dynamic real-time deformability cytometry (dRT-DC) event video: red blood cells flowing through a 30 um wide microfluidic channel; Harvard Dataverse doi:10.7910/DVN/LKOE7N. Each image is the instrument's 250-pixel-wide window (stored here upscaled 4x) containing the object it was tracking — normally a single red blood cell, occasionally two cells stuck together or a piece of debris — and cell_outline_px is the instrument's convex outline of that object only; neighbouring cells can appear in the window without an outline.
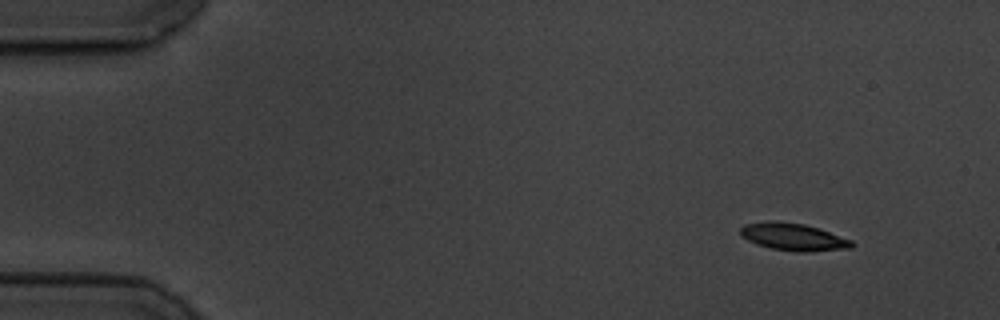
{"species": "common noctule bat (a hibernating species)", "species_latin": "Nyctalus noctula", "temperature_condition": "cold", "stored_images_in_passage": 53, "camera_frame_rate_fps": 3000, "um_per_image_px": 0.085, "animal": {"sex": "male", "body_mass_g": 19.5, "forearm_length_mm": 54.6}, "frame": {"image": 1, "passage_image": 1, "time_ms": 0.0, "image_size_px": [1000, 320], "cell_outline_px": [[856, 244], [852, 248], [808, 252], [796, 252], [772, 248], [756, 244], [740, 236], [740, 228], [744, 224], [768, 220], [776, 220], [804, 224], [852, 240]], "centroid_in_image_um": [67.4, 20.13], "position_along_channel_um": 17.6, "area_um2": 17.86}}
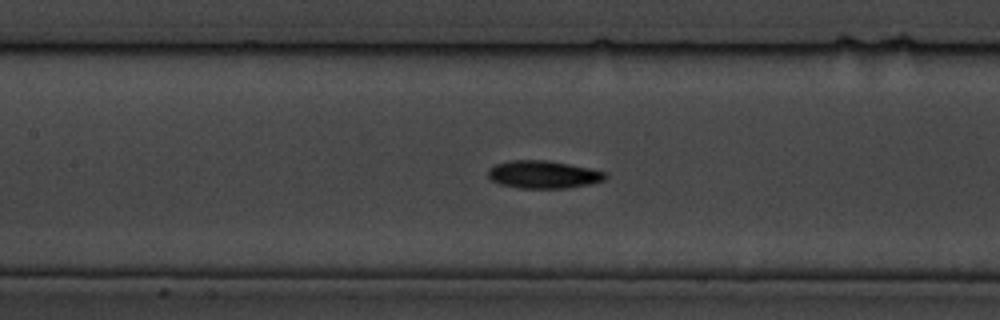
{"frame": {"image": 2, "passage_image": 22, "time_ms": 7.0, "image_size_px": [1000, 320], "cell_outline_px": [[608, 176], [604, 180], [592, 184], [568, 188], [520, 188], [500, 184], [492, 180], [488, 176], [488, 168], [496, 164], [512, 160], [544, 160], [568, 164], [588, 168], [604, 172]], "centroid_in_image_um": [46.18, 14.84], "position_along_channel_um": 161.2, "area_um2": 18.84}}
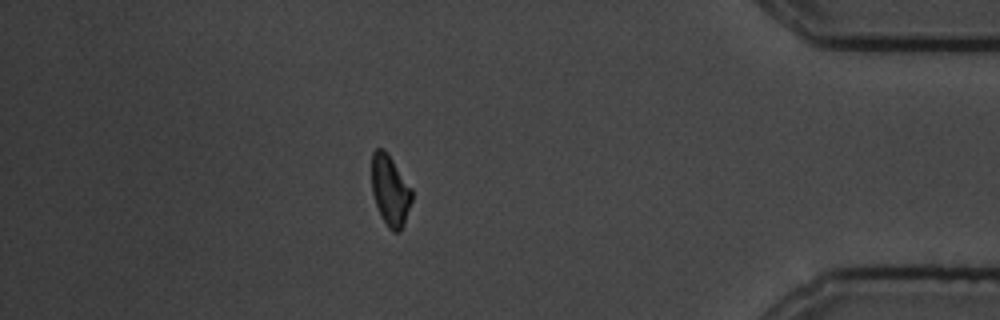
{"frame": {"image": 3, "passage_image": 46, "time_ms": 15.0, "image_size_px": [1000, 320], "cell_outline_px": [[412, 200], [404, 224], [400, 232], [392, 232], [388, 228], [380, 216], [372, 192], [372, 152], [376, 148], [384, 148], [412, 188]], "centroid_in_image_um": [33.16, 16.21], "position_along_channel_um": 402.0, "area_um2": 16.65}, "authors_computed_cell_mechanics": {"area_um2": 17.629, "velocity_mm_per_s": 3.4818, "shape_relaxation_time_tau1_ms": 2.2488, "shape_relaxation_time_tau2_ms": null, "deformation_change_tau1": 0.1096, "deformation_change_tau2": null}}